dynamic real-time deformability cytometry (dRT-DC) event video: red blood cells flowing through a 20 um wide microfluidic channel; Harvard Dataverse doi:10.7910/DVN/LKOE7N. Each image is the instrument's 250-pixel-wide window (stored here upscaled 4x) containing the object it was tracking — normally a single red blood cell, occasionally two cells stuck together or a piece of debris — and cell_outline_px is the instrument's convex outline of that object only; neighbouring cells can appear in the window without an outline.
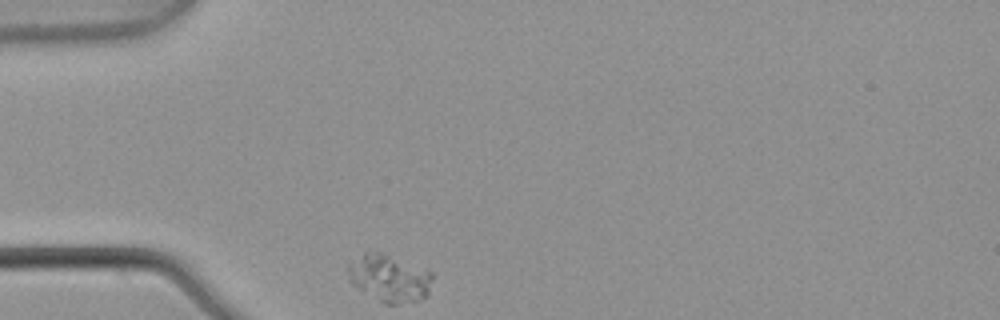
{"species": "common noctule bat (a hibernating species)", "species_latin": "Nyctalus noctula", "temperature_condition": "warm", "stored_images_in_passage": 1, "camera_frame_rate_fps": 3000, "um_per_image_px": 0.085, "animal": {"sex": "male", "body_mass_g": 21.5, "forearm_length_mm": 52.0}, "frame": {"image": 1, "passage_image": 1, "time_ms": 0.0, "image_size_px": [1000, 320], "cell_outline_px": [[432, 280], [428, 296], [420, 300], [396, 304], [388, 304], [380, 300], [352, 284], [348, 280], [348, 264], [364, 252], [384, 252], [432, 272]], "centroid_in_image_um": [33.11, 23.63], "position_along_channel_um": 51.9, "area_um2": 23.06}}